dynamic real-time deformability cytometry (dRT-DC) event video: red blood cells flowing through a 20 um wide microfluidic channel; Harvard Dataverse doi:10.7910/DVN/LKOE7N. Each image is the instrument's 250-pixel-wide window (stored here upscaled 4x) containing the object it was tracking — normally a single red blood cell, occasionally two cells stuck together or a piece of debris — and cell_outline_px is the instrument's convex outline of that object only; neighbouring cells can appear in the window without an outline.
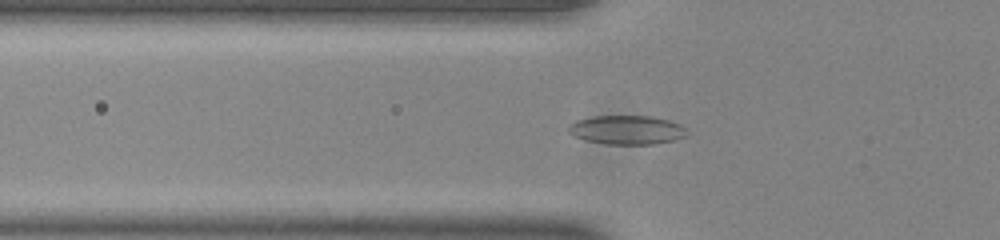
{"species": "common noctule bat (a hibernating species)", "species_latin": "Nyctalus noctula", "temperature_condition": "room temperature", "stored_images_in_passage": 48, "segment_of_instrument_passage": [1, 2], "camera_frame_rate_fps": 3000, "um_per_image_px": 0.085, "animal": {"sex": "male", "body_mass_g": 20.0, "forearm_length_mm": 53.3}, "frame": {"image": 1, "passage_image": 13, "time_ms": 4.0, "image_size_px": [1000, 240], "cell_outline_px": [[684, 136], [672, 140], [656, 144], [608, 144], [588, 140], [572, 136], [568, 132], [568, 124], [576, 120], [592, 116], [652, 116], [668, 120], [680, 124], [684, 128]], "centroid_in_image_um": [53.21, 11.03], "position_along_channel_um": 72.6, "area_um2": 19.83}}
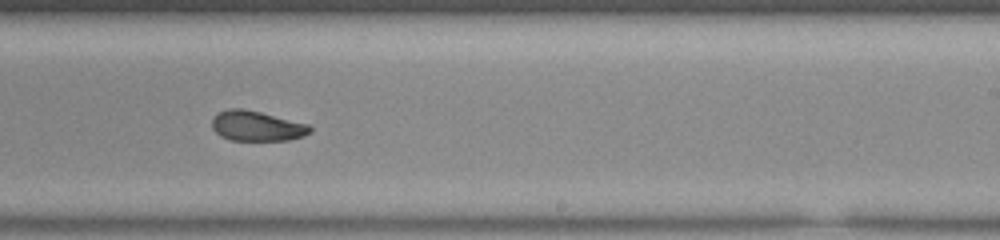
{"frame": {"image": 2, "passage_image": 28, "time_ms": 9.0, "image_size_px": [1000, 240], "cell_outline_px": [[312, 132], [304, 136], [288, 140], [232, 140], [220, 136], [212, 128], [212, 116], [228, 108], [244, 108], [308, 124], [312, 128]], "centroid_in_image_um": [21.82, 10.71], "position_along_channel_um": 267.2, "area_um2": 17.22}}
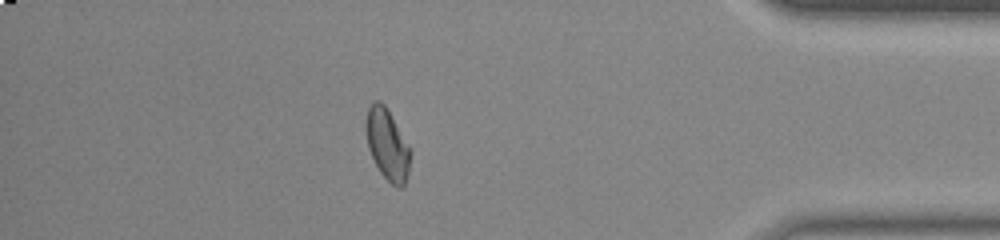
{"frame": {"image": 3, "passage_image": 41, "time_ms": 13.333, "image_size_px": [1000, 240], "cell_outline_px": [[412, 152], [408, 172], [404, 184], [400, 188], [396, 188], [380, 172], [368, 148], [364, 124], [368, 108], [372, 100], [380, 100], [384, 104]], "centroid_in_image_um": [32.9, 12.26], "position_along_channel_um": 402.3, "area_um2": 18.26}}